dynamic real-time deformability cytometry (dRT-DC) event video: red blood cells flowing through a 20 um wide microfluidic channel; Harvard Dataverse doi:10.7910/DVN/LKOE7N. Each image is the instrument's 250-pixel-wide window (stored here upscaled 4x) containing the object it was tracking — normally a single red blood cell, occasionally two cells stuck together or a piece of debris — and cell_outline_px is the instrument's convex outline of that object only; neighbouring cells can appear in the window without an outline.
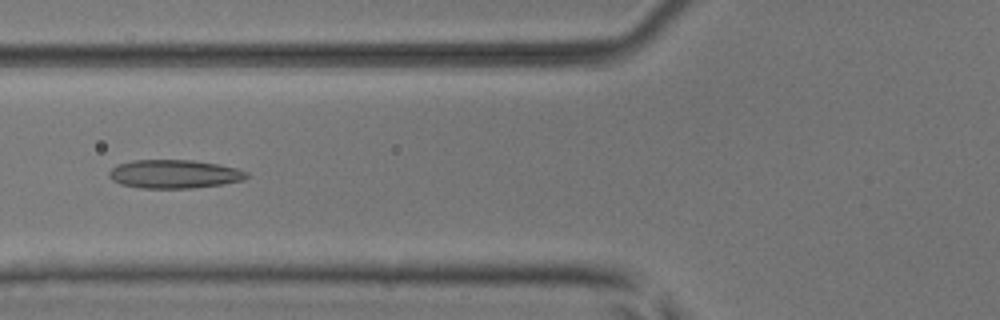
{"species": "common noctule bat (a hibernating species)", "species_latin": "Nyctalus noctula", "temperature_condition": "room temperature", "stored_images_in_passage": 14, "camera_frame_rate_fps": 3000, "um_per_image_px": 0.085, "animal": {"sex": "male", "body_mass_g": 17.9, "forearm_length_mm": 54.2}, "frame": {"image": 1, "passage_image": 8, "time_ms": 2.333, "image_size_px": [1000, 320], "cell_outline_px": [[248, 176], [244, 180], [220, 184], [192, 188], [140, 188], [120, 184], [112, 180], [108, 176], [108, 172], [116, 164], [132, 160], [192, 160], [216, 164], [236, 168], [248, 172]], "centroid_in_image_um": [14.76, 14.79], "position_along_channel_um": 111.0, "area_um2": 22.89}}